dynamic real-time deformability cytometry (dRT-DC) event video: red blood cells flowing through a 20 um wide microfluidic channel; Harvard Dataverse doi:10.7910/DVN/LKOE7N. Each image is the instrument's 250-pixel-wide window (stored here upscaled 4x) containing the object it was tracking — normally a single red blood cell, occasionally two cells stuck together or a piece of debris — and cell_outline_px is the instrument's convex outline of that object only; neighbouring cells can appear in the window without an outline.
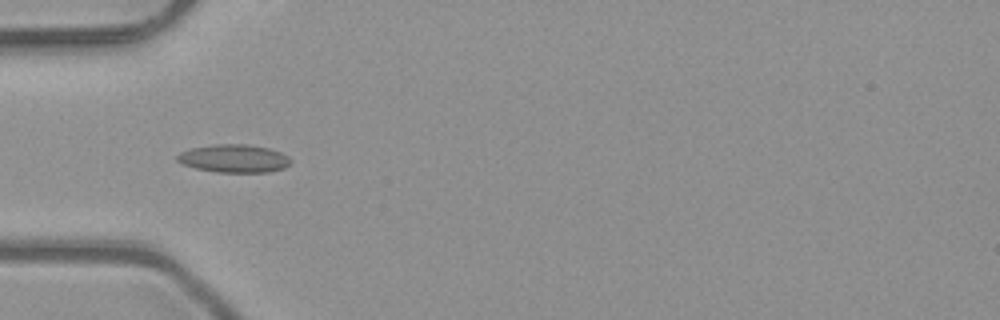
{"species": "common noctule bat (a hibernating species)", "species_latin": "Nyctalus noctula", "temperature_condition": "room temperature", "stored_images_in_passage": 6, "camera_frame_rate_fps": 3000, "um_per_image_px": 0.085, "animal": {"sex": "male", "body_mass_g": 23.1, "forearm_length_mm": 52.7}, "frame": {"image": 1, "passage_image": 4, "time_ms": 1.0, "image_size_px": [1000, 320], "cell_outline_px": [[292, 160], [284, 168], [268, 172], [216, 172], [196, 168], [184, 164], [176, 160], [176, 156], [180, 152], [192, 148], [216, 144], [244, 144], [268, 148], [280, 152], [288, 156]], "centroid_in_image_um": [19.89, 13.47], "position_along_channel_um": 65.1, "area_um2": 18.38}}
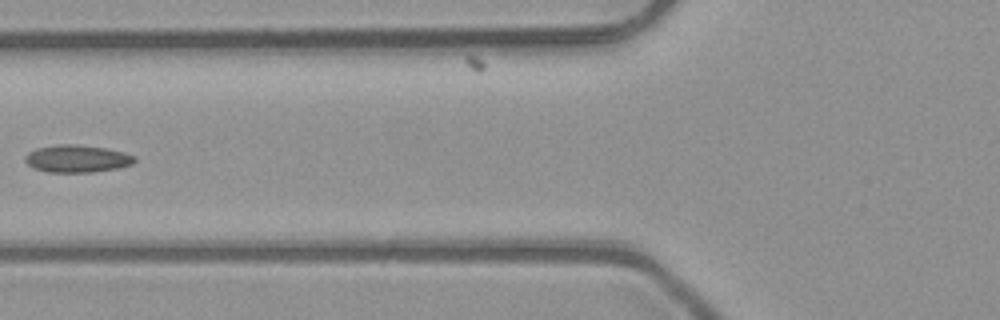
{"frame": {"image": 2, "passage_image": 5, "time_ms": 1.333, "image_size_px": [1000, 320], "cell_outline_px": [[136, 160], [132, 164], [120, 168], [92, 172], [48, 172], [32, 168], [24, 160], [24, 156], [28, 152], [36, 148], [60, 144], [76, 144], [104, 148], [124, 152], [136, 156]], "centroid_in_image_um": [6.54, 13.49], "position_along_channel_um": 119.3, "area_um2": 17.63}}
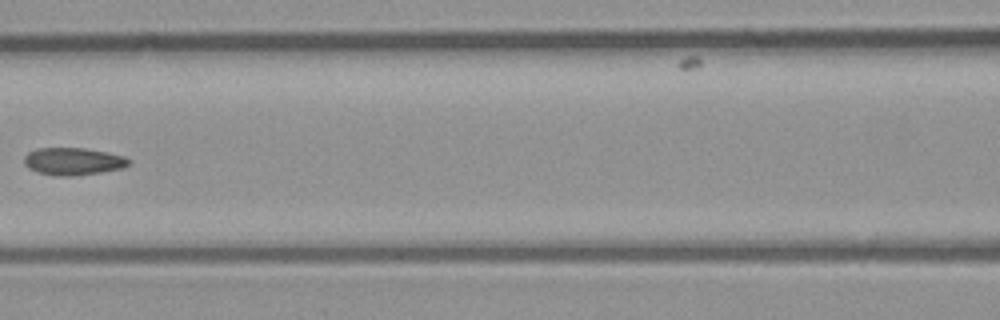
{"frame": {"image": 3, "passage_image": 6, "time_ms": 1.667, "image_size_px": [1000, 320], "cell_outline_px": [[132, 160], [124, 168], [100, 172], [72, 176], [56, 176], [36, 172], [28, 168], [24, 164], [24, 156], [28, 152], [36, 148], [84, 148], [108, 152], [124, 156]], "centroid_in_image_um": [6.2, 13.71], "position_along_channel_um": 160.4, "area_um2": 16.88}}